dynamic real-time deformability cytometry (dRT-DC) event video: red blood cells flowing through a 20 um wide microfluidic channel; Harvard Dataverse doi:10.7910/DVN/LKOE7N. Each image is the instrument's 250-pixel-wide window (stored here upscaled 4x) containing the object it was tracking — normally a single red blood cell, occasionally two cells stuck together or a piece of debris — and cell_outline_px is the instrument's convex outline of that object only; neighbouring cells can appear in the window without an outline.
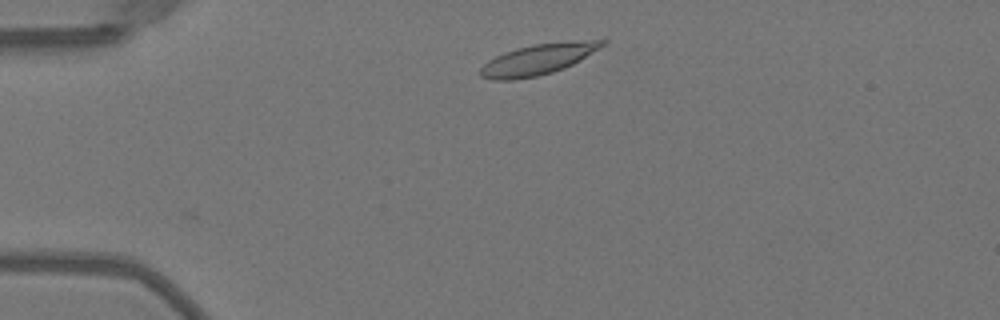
{"species": "Egyptian fruit bat (a non-hibernating species)", "species_latin": "Rousettus aegyptiacus", "temperature_condition": "warm", "stored_images_in_passage": 43, "camera_frame_rate_fps": 3000, "um_per_image_px": 0.085, "animal": {"sex": "female"}, "frame": {"image": 1, "passage_image": 4, "time_ms": 1.0, "image_size_px": [1000, 320], "cell_outline_px": [[608, 40], [604, 44], [580, 60], [564, 68], [552, 72], [536, 76], [512, 80], [496, 80], [480, 76], [480, 68], [488, 60], [504, 52], [516, 48], [536, 44], [584, 40]], "centroid_in_image_um": [45.69, 5.05], "position_along_channel_um": 39.3, "area_um2": 21.39}}
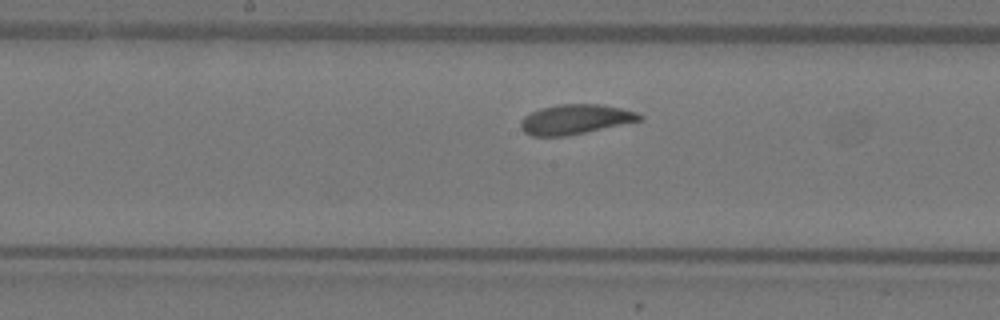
{"frame": {"image": 2, "passage_image": 19, "time_ms": 6.0, "image_size_px": [1000, 320], "cell_outline_px": [[644, 116], [640, 120], [584, 132], [564, 136], [532, 136], [524, 132], [520, 128], [520, 120], [524, 116], [540, 108], [560, 104], [604, 104], [636, 112]], "centroid_in_image_um": [48.85, 10.13], "position_along_channel_um": 199.4, "area_um2": 20.4}}
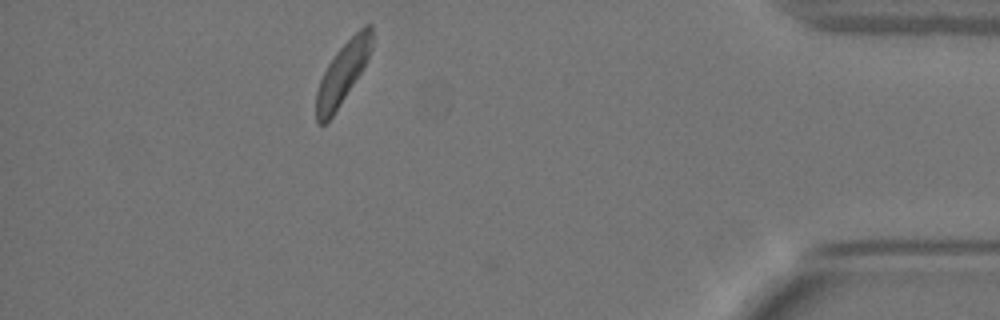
{"frame": {"image": 3, "passage_image": 38, "time_ms": 12.333, "image_size_px": [1000, 320], "cell_outline_px": [[372, 48], [360, 72], [332, 116], [324, 124], [316, 124], [316, 92], [320, 80], [328, 64], [336, 52], [364, 24], [372, 24]], "centroid_in_image_um": [29.1, 6.2], "position_along_channel_um": 406.1, "area_um2": 19.25}, "authors_computed_cell_mechanics": {"area_um2": 20.9236, "velocity_mm_per_s": 3.9732, "shape_relaxation_time_tau1_ms": 8.7206, "shape_relaxation_time_tau2_ms": 10.2501, "deformation_change_tau1": 0.2063, "deformation_change_tau2": 0.1603}}